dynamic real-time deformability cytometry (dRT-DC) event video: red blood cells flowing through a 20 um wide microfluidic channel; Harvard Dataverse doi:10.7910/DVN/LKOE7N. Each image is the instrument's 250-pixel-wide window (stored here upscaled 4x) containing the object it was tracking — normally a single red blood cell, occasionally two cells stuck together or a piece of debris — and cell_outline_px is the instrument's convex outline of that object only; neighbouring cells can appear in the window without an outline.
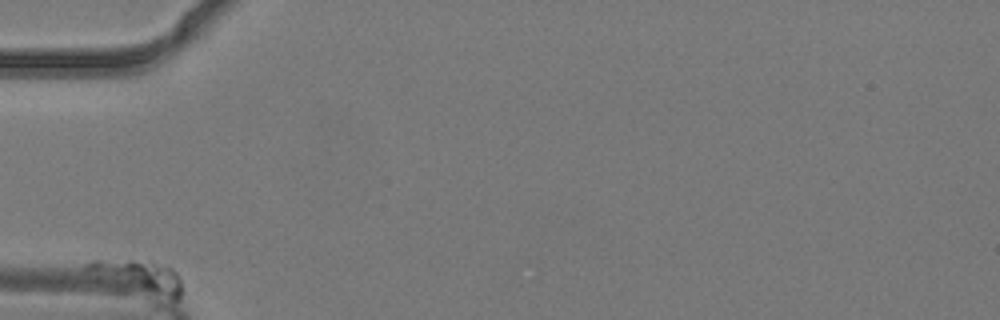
{"species": "common noctule bat (a hibernating species)", "species_latin": "Nyctalus noctula", "temperature_condition": "warm", "stored_images_in_passage": 6, "camera_frame_rate_fps": 3000, "um_per_image_px": 0.085, "animal": {"sex": "male", "body_mass_g": 19.2, "forearm_length_mm": 51.8}, "frame": {"image": 1, "passage_image": 2, "time_ms": 0.333, "image_size_px": [1000, 320], "cell_outline_px": [[180, 296], [176, 300], [172, 300], [84, 268], [84, 264], [92, 260], [152, 260], [168, 264], [180, 276]], "centroid_in_image_um": [11.99, 23.4], "position_along_channel_um": 73.0, "area_um2": 16.3}}
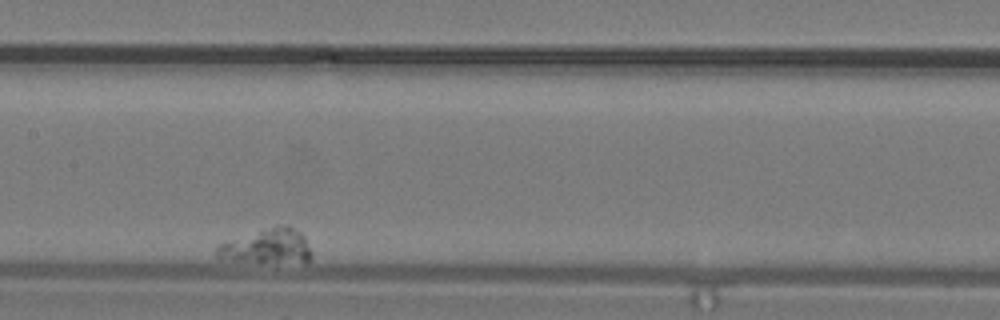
{"frame": {"image": 2, "passage_image": 5, "time_ms": 1.333, "image_size_px": [1000, 320], "cell_outline_px": [[312, 256], [308, 260], [220, 260], [212, 256], [212, 252], [220, 244], [228, 240], [260, 228], [276, 224], [288, 224], [300, 232], [304, 236], [312, 252]], "centroid_in_image_um": [22.62, 20.86], "position_along_channel_um": 184.8, "area_um2": 19.07}}
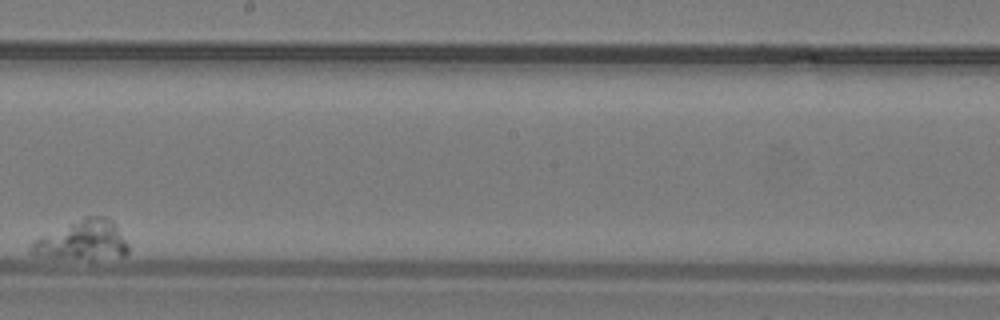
{"frame": {"image": 3, "passage_image": 6, "time_ms": 1.667, "image_size_px": [1000, 320], "cell_outline_px": [[128, 252], [124, 256], [48, 256], [32, 252], [28, 248], [32, 240], [84, 216], [108, 216], [112, 220], [128, 244]], "centroid_in_image_um": [7.03, 20.34], "position_along_channel_um": 241.2, "area_um2": 21.21}}